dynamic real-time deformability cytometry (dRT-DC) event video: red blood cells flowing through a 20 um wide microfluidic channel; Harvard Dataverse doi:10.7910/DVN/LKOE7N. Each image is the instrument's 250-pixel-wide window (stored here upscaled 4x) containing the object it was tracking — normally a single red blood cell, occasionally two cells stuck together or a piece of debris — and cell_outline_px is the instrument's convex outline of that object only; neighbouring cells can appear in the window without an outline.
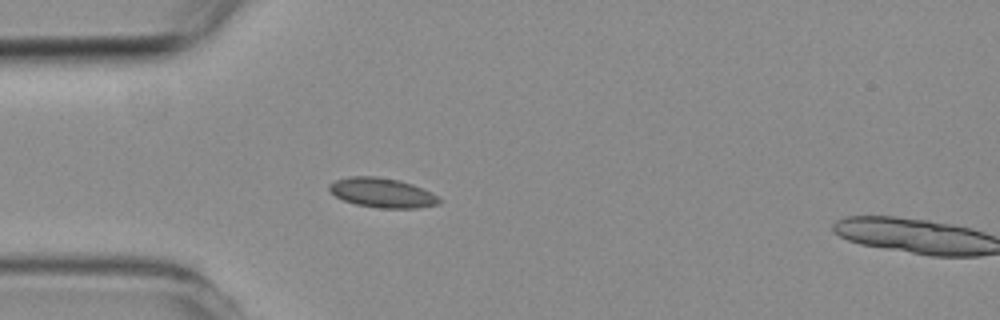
{"species": "common noctule bat (a hibernating species)", "species_latin": "Nyctalus noctula", "temperature_condition": "room temperature", "stored_images_in_passage": 5, "camera_frame_rate_fps": 3000, "um_per_image_px": 0.085, "animal": {"sex": "female", "body_mass_g": 19.3, "forearm_length_mm": 54.1}, "frame": {"image": 1, "passage_image": 4, "time_ms": 4.333, "image_size_px": [1000, 320], "cell_outline_px": [[440, 204], [416, 208], [380, 208], [356, 204], [344, 200], [336, 196], [328, 188], [328, 184], [336, 180], [348, 176], [376, 176], [400, 180], [412, 184], [432, 192], [440, 200]], "centroid_in_image_um": [32.48, 16.37], "position_along_channel_um": 52.5, "area_um2": 18.9}}